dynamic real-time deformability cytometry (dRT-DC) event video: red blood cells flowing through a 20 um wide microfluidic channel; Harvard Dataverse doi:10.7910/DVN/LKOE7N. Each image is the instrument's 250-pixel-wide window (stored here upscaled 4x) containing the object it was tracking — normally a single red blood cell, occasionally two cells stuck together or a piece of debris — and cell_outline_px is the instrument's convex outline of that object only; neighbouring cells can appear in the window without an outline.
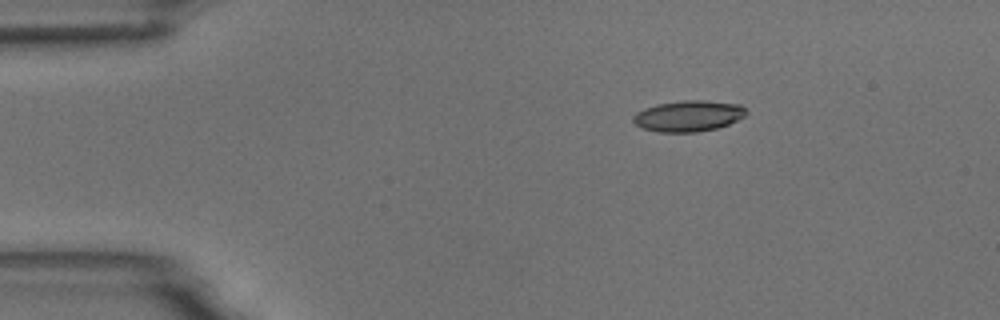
{"species": "common noctule bat (a hibernating species)", "species_latin": "Nyctalus noctula", "temperature_condition": "room temperature", "stored_images_in_passage": 4, "camera_frame_rate_fps": 3000, "um_per_image_px": 0.085, "animal": {"sex": "male", "body_mass_g": 18.8}, "frame": {"image": 1, "passage_image": 2, "time_ms": 2.0, "image_size_px": [1000, 320], "cell_outline_px": [[748, 112], [744, 116], [728, 124], [716, 128], [696, 132], [656, 132], [640, 128], [632, 120], [632, 116], [636, 112], [644, 108], [656, 104], [684, 100], [704, 100], [740, 104]], "centroid_in_image_um": [58.47, 9.85], "position_along_channel_um": 26.5, "area_um2": 20.52}}